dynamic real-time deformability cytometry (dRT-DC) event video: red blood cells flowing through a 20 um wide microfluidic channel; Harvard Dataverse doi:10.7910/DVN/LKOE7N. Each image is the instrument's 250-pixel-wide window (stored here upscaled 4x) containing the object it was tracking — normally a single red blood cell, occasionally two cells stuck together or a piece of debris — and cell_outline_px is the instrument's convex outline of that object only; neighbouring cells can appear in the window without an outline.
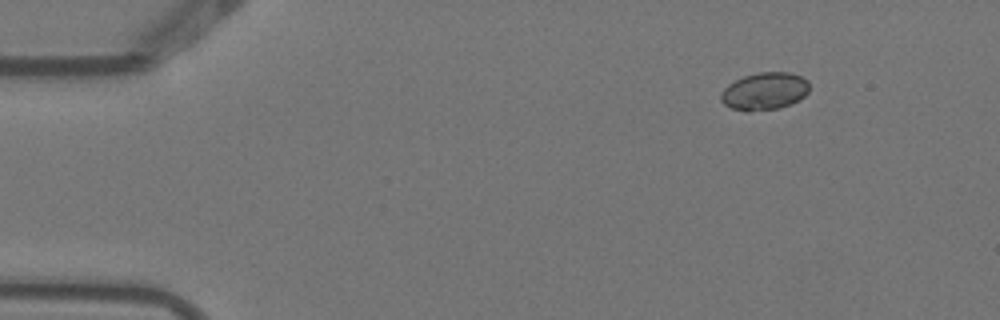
{"species": "Egyptian fruit bat (a non-hibernating species)", "species_latin": "Rousettus aegyptiacus", "temperature_condition": "warm", "stored_images_in_passage": 4, "camera_frame_rate_fps": 3000, "um_per_image_px": 0.085, "animal": {"sex": "female"}, "frame": {"image": 1, "passage_image": 1, "time_ms": 0.0, "image_size_px": [1000, 320], "cell_outline_px": [[808, 92], [800, 100], [792, 104], [780, 108], [748, 112], [732, 108], [724, 104], [720, 100], [720, 92], [728, 84], [744, 76], [756, 72], [792, 72], [808, 80]], "centroid_in_image_um": [64.98, 7.76], "position_along_channel_um": 20.0, "area_um2": 19.59}}